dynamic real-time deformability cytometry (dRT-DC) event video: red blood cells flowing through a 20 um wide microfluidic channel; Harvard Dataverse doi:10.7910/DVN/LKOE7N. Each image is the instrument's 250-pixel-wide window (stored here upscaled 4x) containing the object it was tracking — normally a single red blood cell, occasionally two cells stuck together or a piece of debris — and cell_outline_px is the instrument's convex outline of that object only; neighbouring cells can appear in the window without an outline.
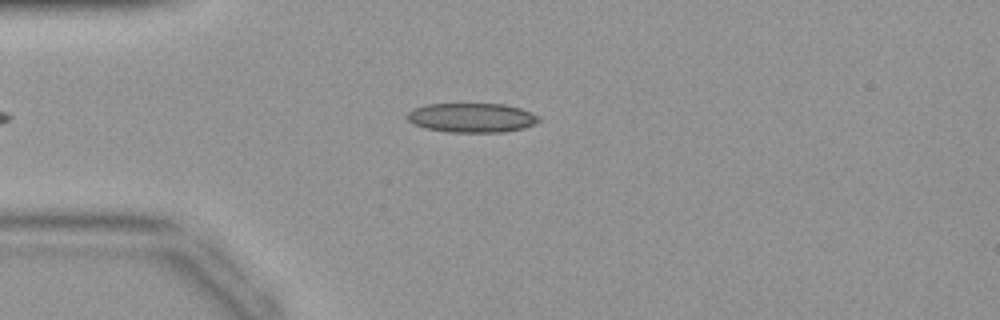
{"species": "common noctule bat (a hibernating species)", "species_latin": "Nyctalus noctula", "temperature_condition": "warm", "stored_images_in_passage": 32, "camera_frame_rate_fps": 3000, "um_per_image_px": 0.085, "animal": {"sex": "female", "body_mass_g": 19.9}, "frame": {"image": 1, "passage_image": 3, "time_ms": 0.667, "image_size_px": [1000, 320], "cell_outline_px": [[540, 120], [536, 124], [524, 128], [504, 132], [448, 132], [424, 128], [412, 124], [404, 116], [412, 108], [424, 104], [504, 104], [520, 108], [540, 116]], "centroid_in_image_um": [40.06, 10.01], "position_along_channel_um": 44.9, "area_um2": 22.83}}
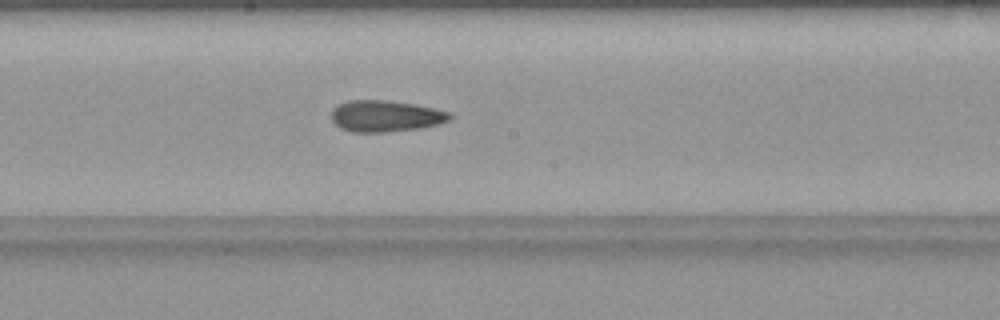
{"frame": {"image": 2, "passage_image": 15, "time_ms": 4.667, "image_size_px": [1000, 320], "cell_outline_px": [[452, 116], [448, 120], [436, 124], [420, 128], [384, 132], [352, 132], [340, 128], [332, 120], [332, 108], [348, 100], [384, 100], [416, 104], [448, 112]], "centroid_in_image_um": [32.73, 9.86], "position_along_channel_um": 215.5, "area_um2": 21.44}}
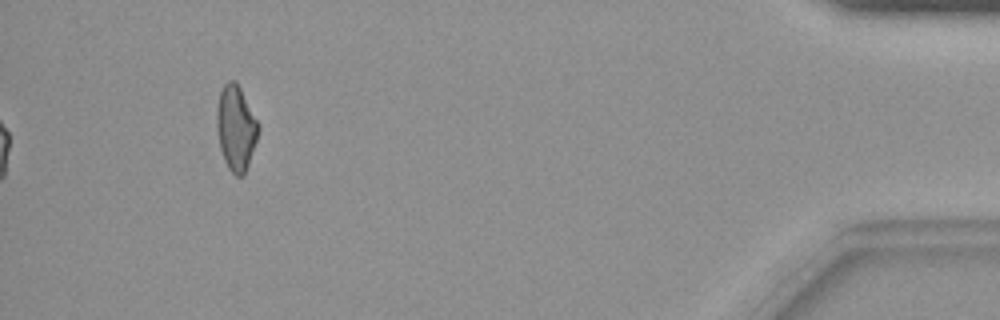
{"frame": {"image": 3, "passage_image": 32, "time_ms": 10.333, "image_size_px": [1000, 320], "cell_outline_px": [[260, 128], [244, 176], [236, 176], [228, 168], [224, 160], [220, 148], [216, 128], [216, 108], [220, 92], [224, 84], [228, 80], [236, 80], [260, 124]], "centroid_in_image_um": [20.05, 10.85], "position_along_channel_um": 415.2, "area_um2": 20.75}}